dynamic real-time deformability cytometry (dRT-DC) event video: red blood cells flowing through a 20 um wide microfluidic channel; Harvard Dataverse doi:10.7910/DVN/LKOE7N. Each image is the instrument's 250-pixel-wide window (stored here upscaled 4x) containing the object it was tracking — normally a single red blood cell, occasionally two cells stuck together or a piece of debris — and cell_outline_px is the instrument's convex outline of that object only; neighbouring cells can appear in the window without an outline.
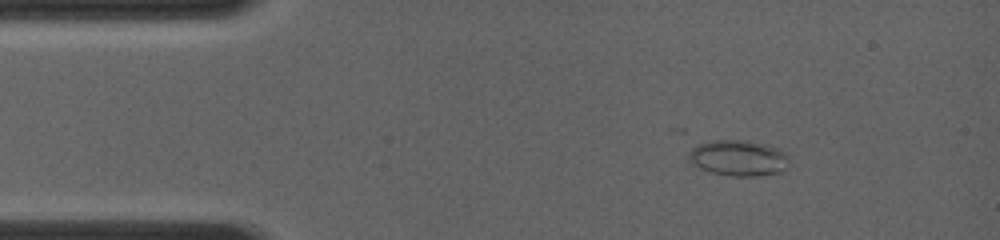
{"species": "common noctule bat (a hibernating species)", "species_latin": "Nyctalus noctula", "temperature_condition": "room temperature", "stored_images_in_passage": 4, "camera_frame_rate_fps": 4000, "um_per_image_px": 0.085, "animal": {"sex": "female", "body_mass_g": 19.0, "forearm_length_mm": 56.7}, "frame": {"image": 1, "passage_image": 1, "time_ms": 0.0, "image_size_px": [1000, 240], "cell_outline_px": [[788, 156], [784, 168], [780, 172], [760, 176], [732, 176], [712, 172], [700, 168], [692, 164], [688, 160], [688, 152], [692, 140], [748, 140], [768, 144], [784, 152]], "centroid_in_image_um": [62.63, 13.38], "position_along_channel_um": 22.4, "area_um2": 21.56}}
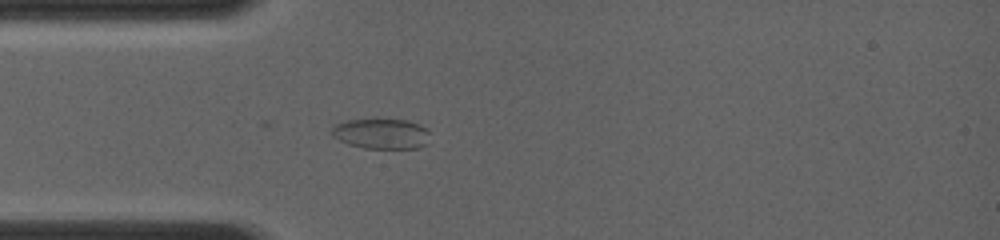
{"frame": {"image": 2, "passage_image": 4, "time_ms": 2.0, "image_size_px": [1000, 240], "cell_outline_px": [[428, 144], [420, 148], [364, 148], [348, 144], [332, 136], [332, 128], [336, 124], [348, 120], [376, 116], [408, 120], [420, 124], [428, 132]], "centroid_in_image_um": [32.42, 11.32], "position_along_channel_um": 52.6, "area_um2": 18.03}}